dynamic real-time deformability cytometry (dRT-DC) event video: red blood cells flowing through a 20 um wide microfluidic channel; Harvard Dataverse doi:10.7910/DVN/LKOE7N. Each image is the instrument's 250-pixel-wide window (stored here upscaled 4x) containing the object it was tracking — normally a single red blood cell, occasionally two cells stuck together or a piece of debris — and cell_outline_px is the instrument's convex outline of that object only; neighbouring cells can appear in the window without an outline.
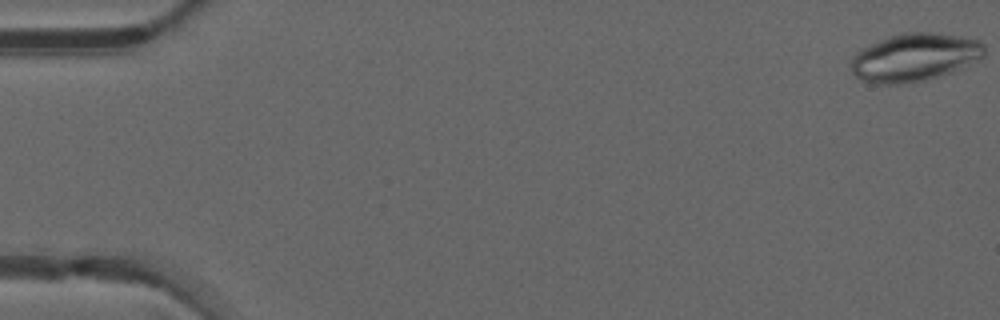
{"species": "common noctule bat (a hibernating species)", "species_latin": "Nyctalus noctula", "temperature_condition": "warm", "stored_images_in_passage": 49, "camera_frame_rate_fps": 3000, "um_per_image_px": 0.085, "animal": {"sex": "male", "forearm_length_mm": 52.5}, "frame": {"image": 1, "passage_image": 1, "time_ms": 0.0, "image_size_px": [1000, 320], "cell_outline_px": [[984, 56], [952, 72], [940, 76], [924, 80], [904, 84], [876, 84], [860, 80], [852, 72], [848, 64], [852, 56], [860, 48], [888, 36], [900, 32], [940, 32], [980, 40], [984, 44]], "centroid_in_image_um": [77.68, 4.86], "position_along_channel_um": 7.3, "area_um2": 37.86}}
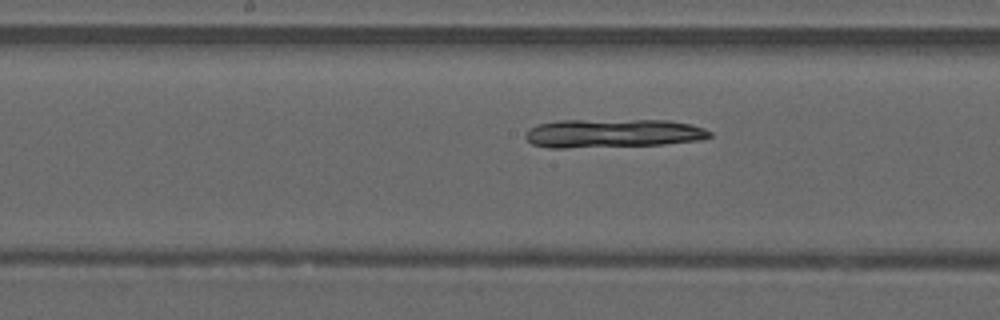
{"frame": {"image": 2, "passage_image": 26, "time_ms": 8.333, "image_size_px": [1000, 320], "cell_outline_px": [[712, 136], [700, 140], [664, 144], [564, 148], [548, 148], [532, 144], [524, 136], [528, 128], [540, 124], [556, 120], [668, 120], [692, 124], [704, 128], [712, 132]], "centroid_in_image_um": [52.09, 11.32], "position_along_channel_um": 196.1, "area_um2": 30.92}}
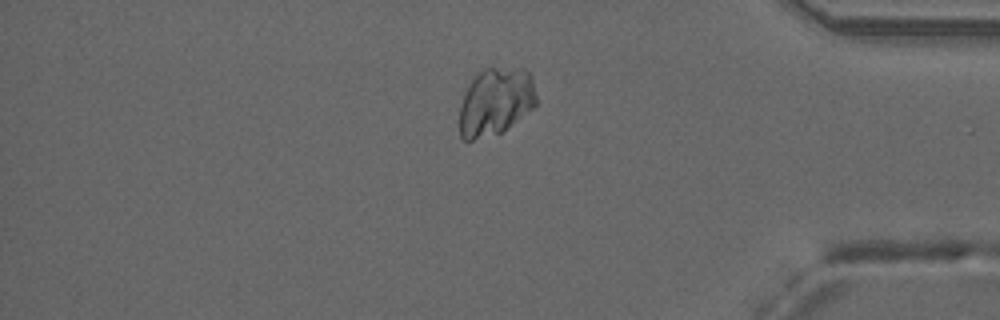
{"frame": {"image": 3, "passage_image": 42, "time_ms": 13.667, "image_size_px": [1000, 320], "cell_outline_px": [[536, 104], [532, 108], [504, 132], [472, 140], [464, 140], [460, 136], [460, 104], [476, 72], [484, 68], [524, 68], [532, 76], [536, 96]], "centroid_in_image_um": [42.13, 8.64], "position_along_channel_um": 393.1, "area_um2": 30.35}}